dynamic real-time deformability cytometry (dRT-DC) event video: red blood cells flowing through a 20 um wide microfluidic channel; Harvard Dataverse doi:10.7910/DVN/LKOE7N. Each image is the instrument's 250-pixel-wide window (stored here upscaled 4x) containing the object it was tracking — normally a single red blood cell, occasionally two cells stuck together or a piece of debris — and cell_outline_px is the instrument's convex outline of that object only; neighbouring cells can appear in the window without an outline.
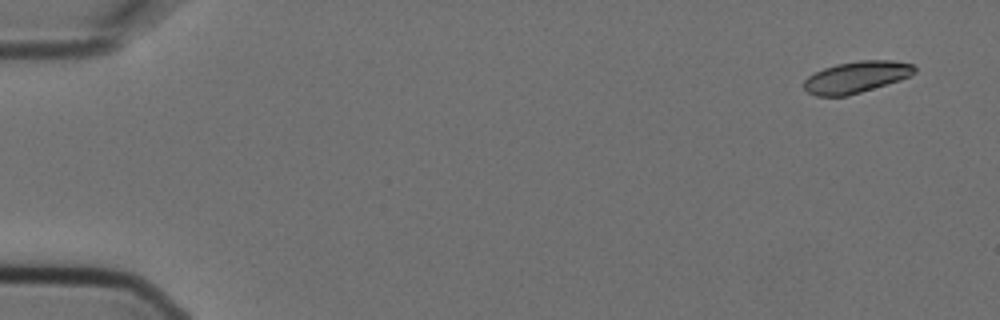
{"species": "Egyptian fruit bat (a non-hibernating species)", "species_latin": "Rousettus aegyptiacus", "temperature_condition": "cold", "stored_images_in_passage": 3, "camera_frame_rate_fps": 3000, "um_per_image_px": 0.085, "animal": {"sex": "female"}, "frame": {"image": 1, "passage_image": 1, "time_ms": 0.0, "image_size_px": [1000, 320], "cell_outline_px": [[916, 72], [912, 76], [900, 80], [848, 96], [816, 96], [808, 92], [804, 88], [804, 80], [808, 76], [824, 68], [836, 64], [860, 60], [892, 60], [912, 64], [916, 68]], "centroid_in_image_um": [72.81, 6.55], "position_along_channel_um": 12.2, "area_um2": 20.4}}